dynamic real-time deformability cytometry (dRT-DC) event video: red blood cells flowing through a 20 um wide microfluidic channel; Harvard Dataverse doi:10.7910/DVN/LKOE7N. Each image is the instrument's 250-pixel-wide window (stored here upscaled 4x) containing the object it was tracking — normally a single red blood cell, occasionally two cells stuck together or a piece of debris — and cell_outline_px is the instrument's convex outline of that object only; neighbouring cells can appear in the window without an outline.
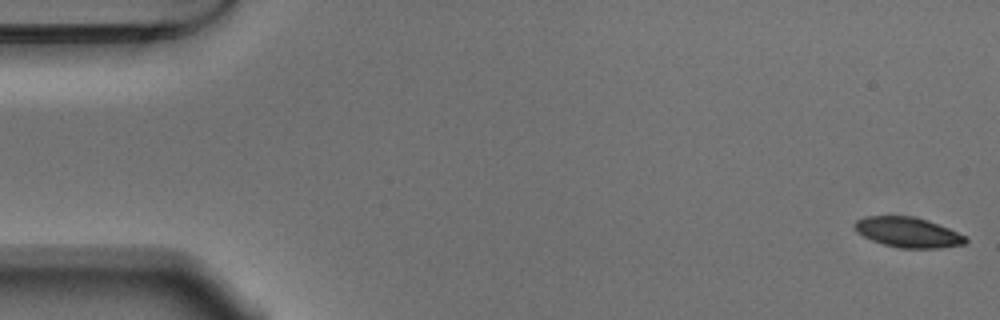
{"species": "Egyptian fruit bat (a non-hibernating species)", "species_latin": "Rousettus aegyptiacus", "temperature_condition": "warm", "stored_images_in_passage": 55, "camera_frame_rate_fps": 3000, "um_per_image_px": 0.085, "animal": {"sex": "male"}, "frame": {"image": 1, "passage_image": 1, "time_ms": 0.0, "image_size_px": [1000, 320], "cell_outline_px": [[968, 240], [964, 244], [940, 248], [900, 248], [884, 244], [872, 240], [856, 232], [852, 228], [852, 224], [856, 220], [864, 216], [912, 216], [928, 220], [948, 228], [964, 236]], "centroid_in_image_um": [77.12, 19.74], "position_along_channel_um": 7.9, "area_um2": 19.48}}
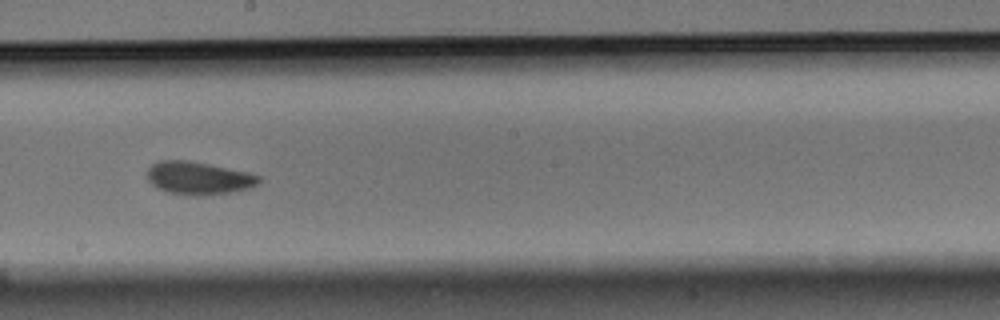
{"frame": {"image": 2, "passage_image": 30, "time_ms": 9.667, "image_size_px": [1000, 320], "cell_outline_px": [[260, 180], [256, 184], [248, 188], [236, 192], [204, 196], [192, 196], [168, 192], [156, 188], [148, 180], [148, 168], [152, 164], [160, 160], [188, 160], [248, 172], [260, 176]], "centroid_in_image_um": [16.87, 15.15], "position_along_channel_um": 231.3, "area_um2": 21.5}}
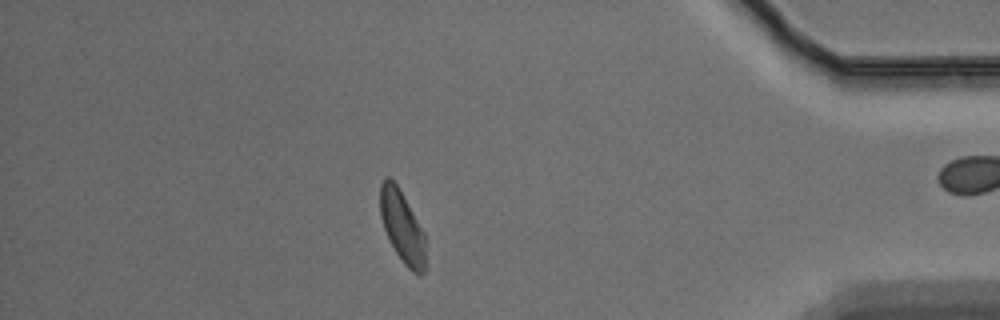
{"frame": {"image": 3, "passage_image": 47, "time_ms": 15.333, "image_size_px": [1000, 320], "cell_outline_px": [[428, 268], [424, 272], [412, 272], [404, 264], [396, 252], [384, 228], [380, 216], [380, 184], [384, 176], [388, 176], [396, 184], [424, 232]], "centroid_in_image_um": [34.21, 19.31], "position_along_channel_um": 401.0, "area_um2": 19.02}, "authors_computed_cell_mechanics": {"area_um2": 20.4612, "velocity_mm_per_s": 3.7073, "shape_relaxation_time_tau1_ms": 3.3096, "shape_relaxation_time_tau2_ms": 2.2685, "deformation_change_tau1": 0.0936, "deformation_change_tau2": 0.061}}